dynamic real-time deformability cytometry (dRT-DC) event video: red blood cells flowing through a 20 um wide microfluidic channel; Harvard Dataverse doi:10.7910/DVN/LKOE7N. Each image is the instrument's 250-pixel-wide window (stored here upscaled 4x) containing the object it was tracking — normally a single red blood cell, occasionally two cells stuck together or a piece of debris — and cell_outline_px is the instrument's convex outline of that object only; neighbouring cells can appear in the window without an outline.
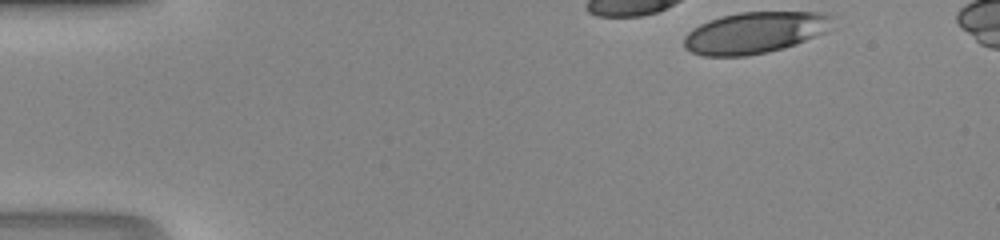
{"species": "human", "species_latin": "Homo sapiens", "temperature_condition": "room temperature", "stored_images_in_passage": 11, "camera_frame_rate_fps": 3000, "um_per_image_px": 0.085, "donor": {"sex": "male"}, "frame": {"image": 1, "passage_image": 1, "time_ms": 0.0, "image_size_px": [1000, 240], "cell_outline_px": [[836, 28], [828, 32], [796, 44], [784, 48], [768, 52], [744, 56], [704, 56], [692, 52], [684, 48], [684, 36], [692, 28], [708, 20], [720, 16], [740, 12], [828, 12], [836, 16]], "centroid_in_image_um": [64.27, 2.76], "position_along_channel_um": 20.7, "area_um2": 36.76}}